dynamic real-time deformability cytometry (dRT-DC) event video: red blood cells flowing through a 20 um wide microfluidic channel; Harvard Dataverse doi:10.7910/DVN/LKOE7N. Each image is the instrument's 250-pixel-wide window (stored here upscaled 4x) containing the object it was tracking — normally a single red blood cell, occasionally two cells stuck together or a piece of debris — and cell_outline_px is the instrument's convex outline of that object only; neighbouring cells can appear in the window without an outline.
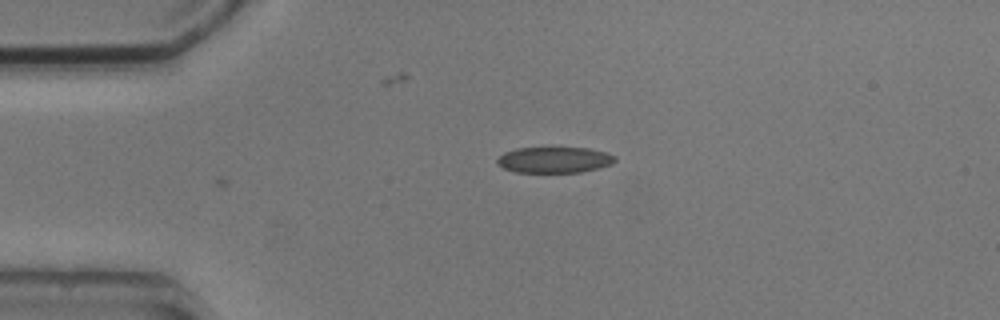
{"species": "common noctule bat (a hibernating species)", "species_latin": "Nyctalus noctula", "temperature_condition": "cold", "stored_images_in_passage": 2, "camera_frame_rate_fps": 3000, "um_per_image_px": 0.085, "animal": {"sex": "male", "body_mass_g": 20.5, "forearm_length_mm": 52.5}, "frame": {"image": 1, "passage_image": 2, "time_ms": 1.333, "image_size_px": [1000, 320], "cell_outline_px": [[616, 160], [612, 164], [580, 172], [516, 172], [504, 168], [496, 164], [496, 160], [504, 152], [516, 148], [588, 148], [604, 152], [616, 156]], "centroid_in_image_um": [47.09, 13.59], "position_along_channel_um": 37.9, "area_um2": 17.69}}